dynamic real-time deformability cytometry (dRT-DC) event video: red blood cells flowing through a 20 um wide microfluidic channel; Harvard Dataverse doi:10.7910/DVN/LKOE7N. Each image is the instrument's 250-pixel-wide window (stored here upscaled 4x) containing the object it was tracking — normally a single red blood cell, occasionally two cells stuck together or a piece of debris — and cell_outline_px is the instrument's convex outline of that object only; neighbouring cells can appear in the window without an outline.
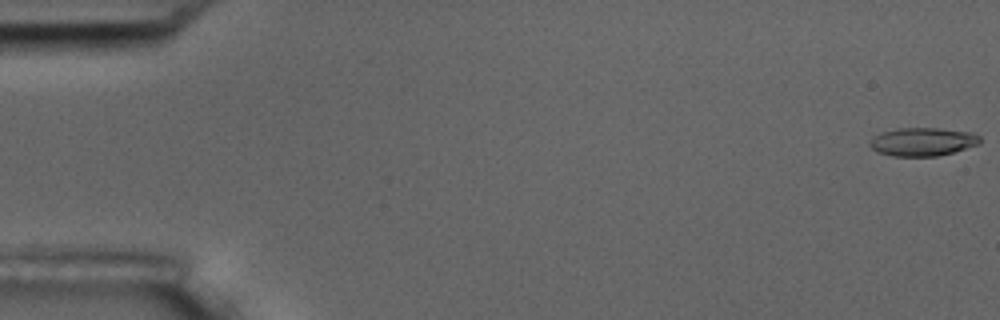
{"species": "common noctule bat (a hibernating species)", "species_latin": "Nyctalus noctula", "temperature_condition": "room temperature", "stored_images_in_passage": 5, "camera_frame_rate_fps": 3000, "um_per_image_px": 0.085, "animal": {"sex": "male", "body_mass_g": 17.5, "forearm_length_mm": 52.3}, "frame": {"image": 1, "passage_image": 1, "time_ms": 0.0, "image_size_px": [1000, 320], "cell_outline_px": [[980, 144], [952, 152], [936, 156], [892, 156], [876, 152], [868, 144], [872, 136], [880, 132], [900, 128], [936, 128], [972, 132], [980, 136]], "centroid_in_image_um": [78.39, 12.04], "position_along_channel_um": 6.6, "area_um2": 18.26}}
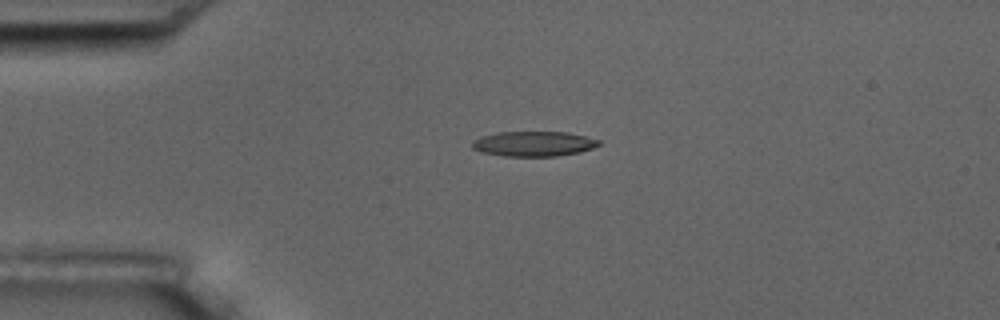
{"frame": {"image": 2, "passage_image": 4, "time_ms": 4.333, "image_size_px": [1000, 320], "cell_outline_px": [[600, 144], [592, 148], [580, 152], [556, 156], [504, 156], [484, 152], [472, 148], [472, 140], [480, 136], [496, 132], [568, 132], [600, 140]], "centroid_in_image_um": [45.34, 12.21], "position_along_channel_um": 39.7, "area_um2": 18.44}}